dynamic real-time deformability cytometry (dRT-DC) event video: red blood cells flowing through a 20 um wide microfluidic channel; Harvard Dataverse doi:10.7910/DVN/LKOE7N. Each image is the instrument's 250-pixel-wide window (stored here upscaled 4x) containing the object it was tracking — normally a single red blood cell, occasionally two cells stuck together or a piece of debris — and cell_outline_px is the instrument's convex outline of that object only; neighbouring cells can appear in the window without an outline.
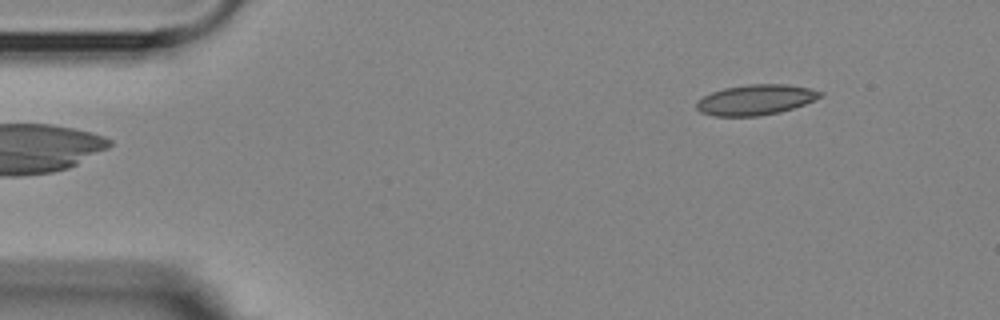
{"species": "Egyptian fruit bat (a non-hibernating species)", "species_latin": "Rousettus aegyptiacus", "temperature_condition": "room temperature", "stored_images_in_passage": 4, "camera_frame_rate_fps": 3000, "um_per_image_px": 0.085, "animal": {"sex": "female"}, "frame": {"image": 1, "passage_image": 4, "time_ms": 3.667, "image_size_px": [1000, 320], "cell_outline_px": [[824, 96], [804, 104], [780, 112], [756, 116], [712, 116], [700, 112], [696, 108], [696, 104], [704, 96], [712, 92], [724, 88], [748, 84], [788, 84], [808, 88], [824, 92]], "centroid_in_image_um": [64.25, 8.48], "position_along_channel_um": 20.8, "area_um2": 21.85}}